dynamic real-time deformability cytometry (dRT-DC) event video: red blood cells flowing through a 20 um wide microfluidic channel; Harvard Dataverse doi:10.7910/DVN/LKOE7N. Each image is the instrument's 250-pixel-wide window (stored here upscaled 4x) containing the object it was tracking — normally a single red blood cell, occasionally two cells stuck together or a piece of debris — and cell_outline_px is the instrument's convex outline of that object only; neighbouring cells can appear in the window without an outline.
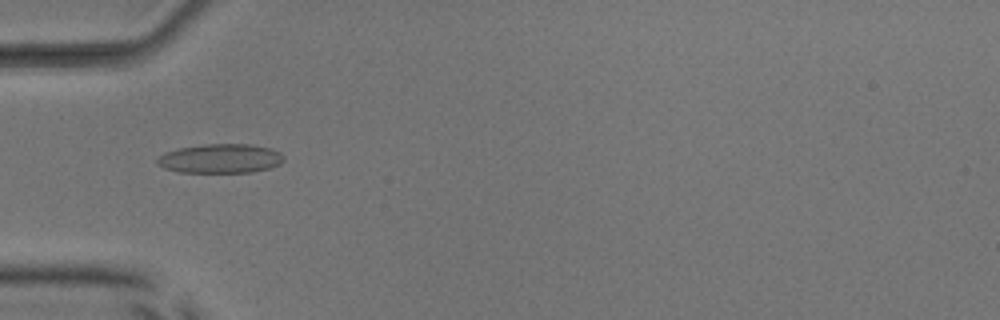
{"species": "common noctule bat (a hibernating species)", "species_latin": "Nyctalus noctula", "temperature_condition": "room temperature", "stored_images_in_passage": 46, "camera_frame_rate_fps": 3000, "um_per_image_px": 0.085, "animal": {"sex": "male", "body_mass_g": 17.9, "forearm_length_mm": 54.2}, "frame": {"image": 1, "passage_image": 11, "time_ms": 3.333, "image_size_px": [1000, 320], "cell_outline_px": [[284, 160], [280, 164], [268, 168], [252, 172], [180, 172], [164, 168], [156, 164], [156, 160], [164, 152], [180, 148], [204, 144], [252, 144], [272, 148], [280, 152], [284, 156]], "centroid_in_image_um": [18.75, 13.47], "position_along_channel_um": 66.2, "area_um2": 21.62}}
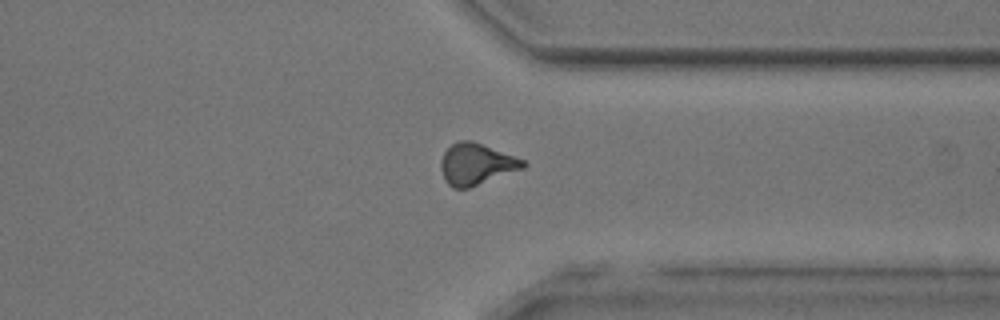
{"frame": {"image": 2, "passage_image": 34, "time_ms": 11.0, "image_size_px": [1000, 320], "cell_outline_px": [[528, 164], [524, 168], [468, 188], [452, 188], [444, 180], [440, 168], [440, 164], [444, 152], [452, 144], [460, 140], [472, 140], [524, 160]], "centroid_in_image_um": [40.46, 13.95], "position_along_channel_um": 370.9, "area_um2": 19.71}}
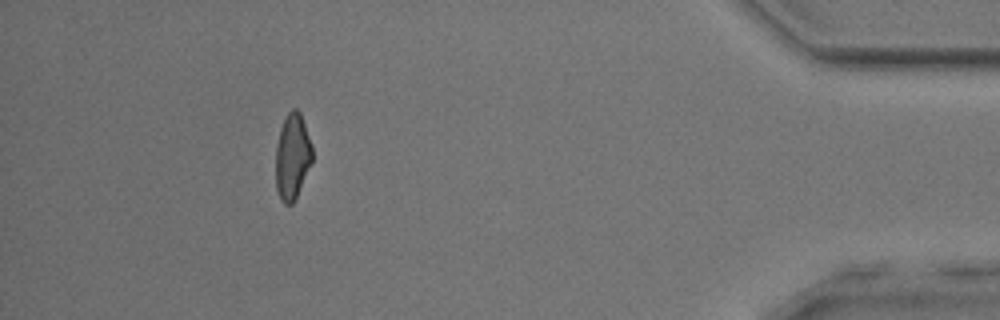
{"frame": {"image": 3, "passage_image": 41, "time_ms": 13.333, "image_size_px": [1000, 320], "cell_outline_px": [[312, 160], [296, 196], [292, 204], [284, 204], [280, 200], [276, 188], [276, 144], [280, 128], [288, 112], [292, 108], [296, 108], [300, 112], [312, 144]], "centroid_in_image_um": [24.83, 13.28], "position_along_channel_um": 410.4, "area_um2": 18.15}, "authors_computed_cell_mechanics": {"area_um2": 19.1607, "velocity_mm_per_s": 4.0058, "shape_relaxation_time_tau1_ms": null, "shape_relaxation_time_tau2_ms": 1.8168, "deformation_change_tau1": null, "deformation_change_tau2": 0.0984}}